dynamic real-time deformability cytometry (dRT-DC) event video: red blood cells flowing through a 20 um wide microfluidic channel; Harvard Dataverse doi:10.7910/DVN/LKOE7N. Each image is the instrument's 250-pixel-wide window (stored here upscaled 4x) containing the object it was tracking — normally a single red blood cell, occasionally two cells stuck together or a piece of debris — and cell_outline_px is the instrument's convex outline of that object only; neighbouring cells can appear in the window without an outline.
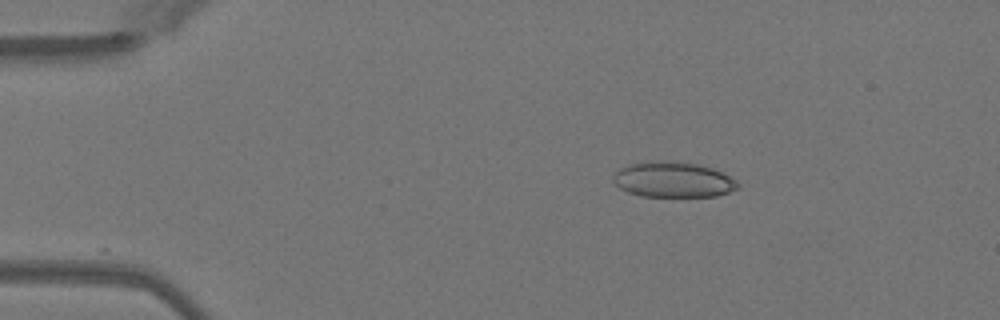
{"species": "Egyptian fruit bat (a non-hibernating species)", "species_latin": "Rousettus aegyptiacus", "temperature_condition": "warm", "stored_images_in_passage": 17, "camera_frame_rate_fps": 3000, "um_per_image_px": 0.085, "animal": {"sex": "female"}, "frame": {"image": 1, "passage_image": 1, "time_ms": 0.0, "image_size_px": [1000, 320], "cell_outline_px": [[740, 184], [736, 188], [728, 192], [716, 196], [640, 196], [628, 192], [620, 188], [612, 180], [612, 176], [620, 168], [628, 164], [660, 160], [696, 164], [712, 168], [736, 180]], "centroid_in_image_um": [57.18, 15.27], "position_along_channel_um": 27.8, "area_um2": 25.49}}
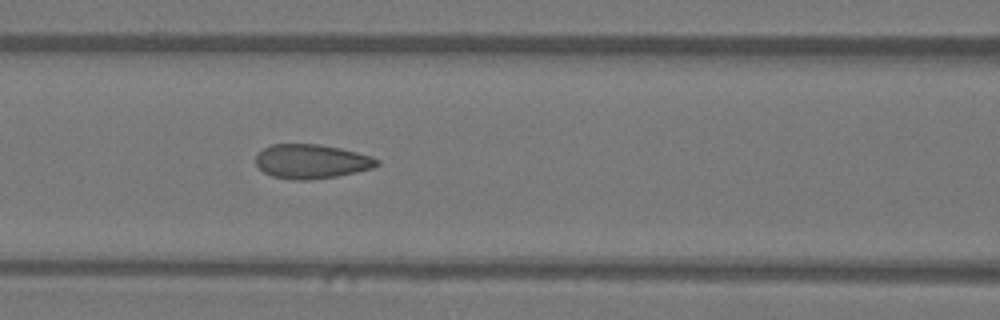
{"frame": {"image": 2, "passage_image": 14, "time_ms": 4.333, "image_size_px": [1000, 320], "cell_outline_px": [[380, 164], [372, 168], [356, 172], [336, 176], [308, 180], [292, 180], [272, 176], [264, 172], [256, 164], [256, 156], [264, 148], [272, 144], [320, 144], [340, 148], [372, 156], [380, 160]], "centroid_in_image_um": [26.49, 13.72], "position_along_channel_um": 140.1, "area_um2": 24.16}}
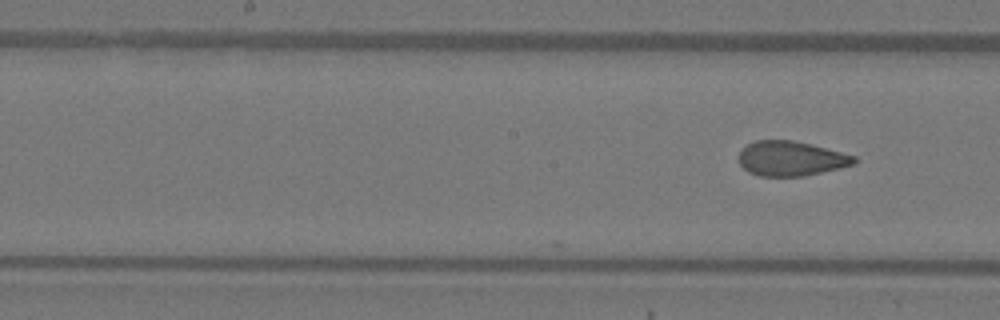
{"frame": {"image": 3, "passage_image": 17, "time_ms": 5.333, "image_size_px": [1000, 320], "cell_outline_px": [[856, 164], [840, 168], [804, 176], [760, 176], [748, 172], [740, 164], [740, 152], [748, 144], [756, 140], [792, 140], [812, 144], [856, 156]], "centroid_in_image_um": [67.26, 13.48], "position_along_channel_um": 180.9, "area_um2": 23.29}}